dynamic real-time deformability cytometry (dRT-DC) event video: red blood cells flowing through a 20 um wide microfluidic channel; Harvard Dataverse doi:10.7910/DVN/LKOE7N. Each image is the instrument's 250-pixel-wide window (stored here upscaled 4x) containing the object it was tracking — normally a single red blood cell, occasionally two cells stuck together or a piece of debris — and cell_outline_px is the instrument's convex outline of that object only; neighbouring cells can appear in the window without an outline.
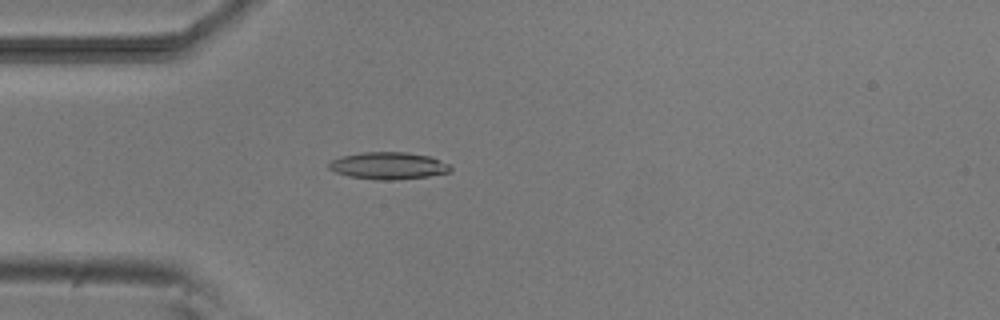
{"species": "common noctule bat (a hibernating species)", "species_latin": "Nyctalus noctula", "temperature_condition": "room temperature", "stored_images_in_passage": 4, "camera_frame_rate_fps": 3000, "um_per_image_px": 0.085, "animal": {"sex": "male", "body_mass_g": 20.5, "forearm_length_mm": 52.5}, "frame": {"image": 1, "passage_image": 4, "time_ms": 3.333, "image_size_px": [1000, 320], "cell_outline_px": [[452, 172], [428, 176], [396, 180], [376, 180], [348, 176], [336, 172], [328, 168], [328, 164], [332, 160], [340, 156], [360, 152], [408, 152], [432, 156], [448, 164], [452, 168]], "centroid_in_image_um": [33.03, 14.08], "position_along_channel_um": 52.0, "area_um2": 19.48}}